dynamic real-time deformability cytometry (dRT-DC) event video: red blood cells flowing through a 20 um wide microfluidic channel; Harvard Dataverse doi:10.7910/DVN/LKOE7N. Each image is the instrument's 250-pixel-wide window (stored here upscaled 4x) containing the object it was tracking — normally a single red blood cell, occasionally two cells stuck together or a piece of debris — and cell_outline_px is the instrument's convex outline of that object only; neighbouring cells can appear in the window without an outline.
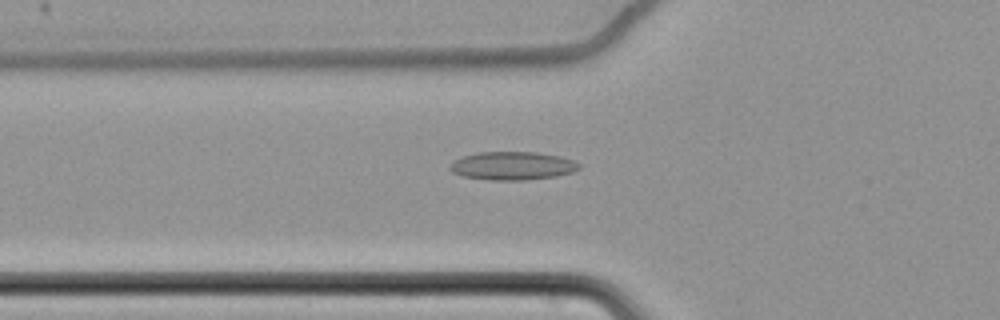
{"species": "common noctule bat (a hibernating species)", "species_latin": "Nyctalus noctula", "temperature_condition": "cold", "stored_images_in_passage": 63, "camera_frame_rate_fps": 3000, "um_per_image_px": 0.085, "animal": {"sex": "female", "body_mass_g": 22.7, "forearm_length_mm": 54.2}, "frame": {"image": 1, "passage_image": 25, "time_ms": 8.0, "image_size_px": [1000, 320], "cell_outline_px": [[580, 168], [572, 172], [556, 176], [524, 180], [488, 180], [464, 176], [452, 172], [448, 168], [448, 164], [464, 156], [476, 152], [536, 152], [560, 156], [572, 160], [580, 164]], "centroid_in_image_um": [43.54, 14.09], "position_along_channel_um": 82.3, "area_um2": 21.27}}
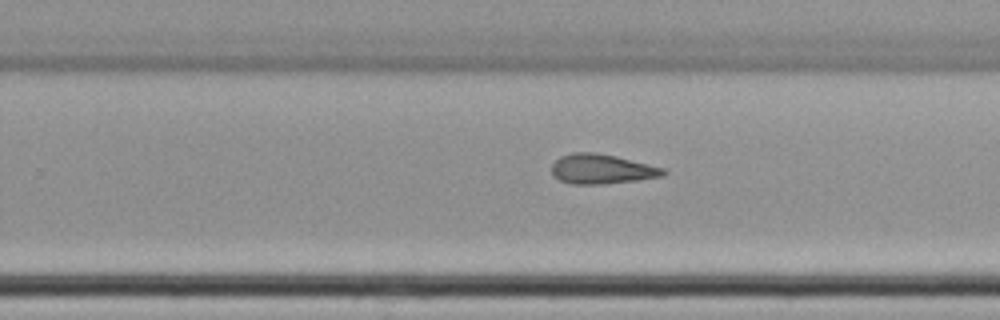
{"frame": {"image": 2, "passage_image": 42, "time_ms": 13.667, "image_size_px": [1000, 320], "cell_outline_px": [[668, 172], [664, 176], [636, 180], [604, 184], [572, 184], [560, 180], [552, 176], [552, 164], [560, 156], [572, 152], [596, 152], [616, 156], [664, 168]], "centroid_in_image_um": [51.14, 14.36], "position_along_channel_um": 278.7, "area_um2": 19.42}}
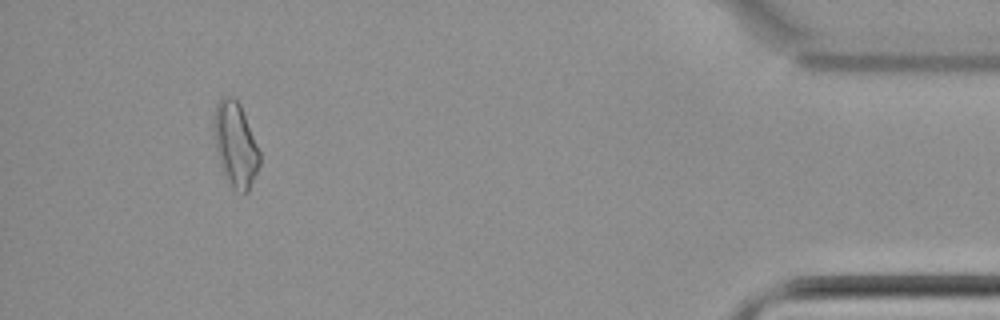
{"frame": {"image": 3, "passage_image": 59, "time_ms": 19.333, "image_size_px": [1000, 320], "cell_outline_px": [[260, 164], [248, 192], [240, 196], [228, 184], [224, 176], [216, 152], [212, 124], [216, 104], [224, 96], [232, 96], [240, 104], [260, 152]], "centroid_in_image_um": [19.99, 12.34], "position_along_channel_um": 415.2, "area_um2": 22.89}}